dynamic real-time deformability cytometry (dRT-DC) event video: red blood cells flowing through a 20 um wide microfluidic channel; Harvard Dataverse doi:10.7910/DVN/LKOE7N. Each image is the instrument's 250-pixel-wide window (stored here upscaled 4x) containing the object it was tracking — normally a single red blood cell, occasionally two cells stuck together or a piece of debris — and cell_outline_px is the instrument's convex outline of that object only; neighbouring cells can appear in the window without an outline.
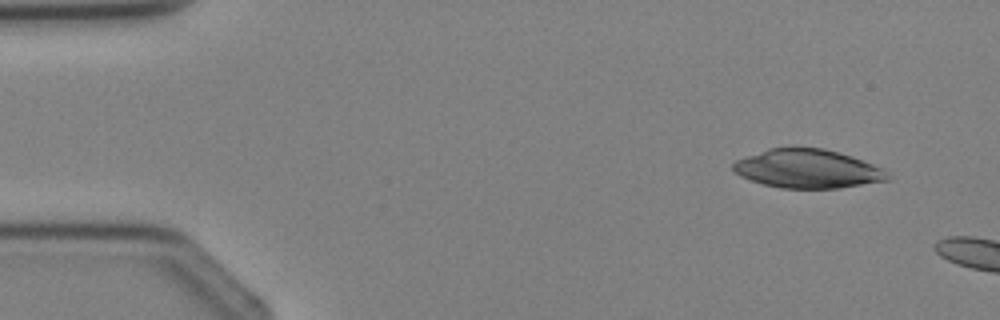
{"species": "Egyptian fruit bat (a non-hibernating species)", "species_latin": "Rousettus aegyptiacus", "temperature_condition": "cold", "stored_images_in_passage": 2, "camera_frame_rate_fps": 3000, "um_per_image_px": 0.085, "animal": {"sex": "female"}, "frame": {"image": 1, "passage_image": 1, "time_ms": 0.0, "image_size_px": [1000, 320], "cell_outline_px": [[888, 180], [836, 188], [780, 188], [764, 184], [740, 176], [732, 168], [732, 164], [736, 160], [768, 148], [824, 148], [852, 156], [872, 164], [888, 172]], "centroid_in_image_um": [68.62, 14.34], "position_along_channel_um": 16.4, "area_um2": 34.39}}